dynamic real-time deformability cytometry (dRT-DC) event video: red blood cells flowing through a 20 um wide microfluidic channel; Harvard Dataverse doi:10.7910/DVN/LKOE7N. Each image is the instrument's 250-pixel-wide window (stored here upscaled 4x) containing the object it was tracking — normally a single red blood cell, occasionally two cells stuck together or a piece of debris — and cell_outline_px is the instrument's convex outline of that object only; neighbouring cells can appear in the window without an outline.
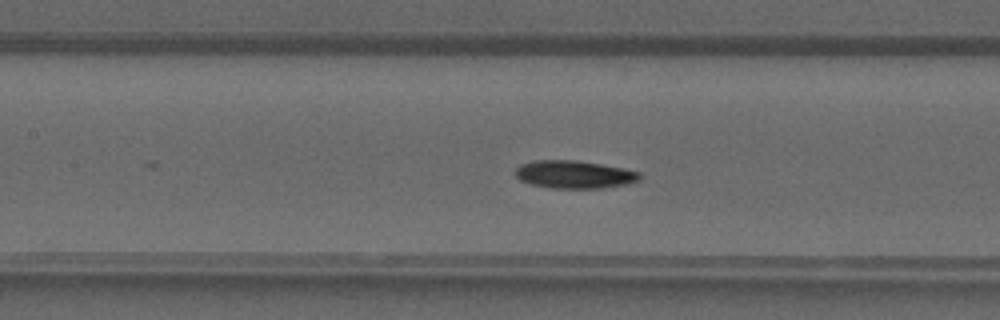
{"species": "common noctule bat (a hibernating species)", "species_latin": "Nyctalus noctula", "temperature_condition": "warm", "stored_images_in_passage": 29, "camera_frame_rate_fps": 3000, "um_per_image_px": 0.085, "animal": {"sex": "male", "forearm_length_mm": 52.5}, "frame": {"image": 1, "passage_image": 18, "time_ms": 5.667, "image_size_px": [1000, 320], "cell_outline_px": [[640, 180], [628, 184], [604, 188], [552, 188], [532, 184], [520, 180], [516, 176], [516, 168], [520, 164], [536, 160], [572, 160], [600, 164], [624, 168], [640, 172]], "centroid_in_image_um": [48.83, 14.83], "position_along_channel_um": 158.6, "area_um2": 20.11}}
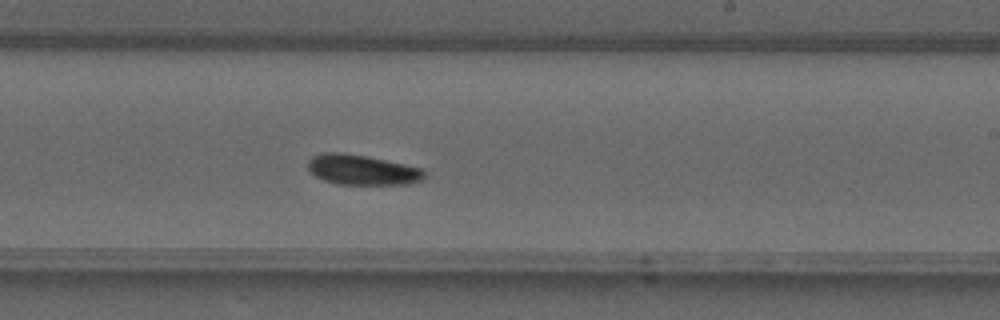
{"frame": {"image": 2, "passage_image": 24, "time_ms": 7.667, "image_size_px": [1000, 320], "cell_outline_px": [[428, 176], [424, 180], [412, 184], [336, 184], [324, 180], [316, 176], [308, 168], [308, 160], [312, 156], [324, 152], [340, 152], [368, 156], [424, 168]], "centroid_in_image_um": [30.86, 14.43], "position_along_channel_um": 258.1, "area_um2": 20.81}}
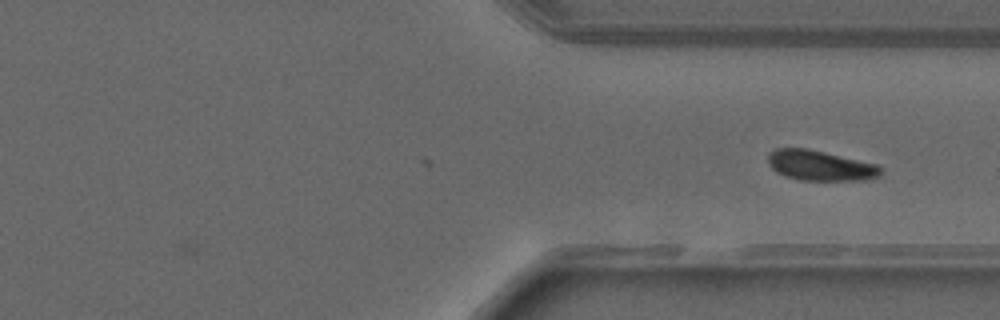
{"frame": {"image": 3, "passage_image": 29, "time_ms": 9.333, "image_size_px": [1000, 320], "cell_outline_px": [[880, 176], [864, 180], [800, 180], [776, 172], [768, 164], [768, 152], [776, 148], [808, 148], [876, 164], [880, 168]], "centroid_in_image_um": [69.67, 14.06], "position_along_channel_um": 341.7, "area_um2": 19.71}}